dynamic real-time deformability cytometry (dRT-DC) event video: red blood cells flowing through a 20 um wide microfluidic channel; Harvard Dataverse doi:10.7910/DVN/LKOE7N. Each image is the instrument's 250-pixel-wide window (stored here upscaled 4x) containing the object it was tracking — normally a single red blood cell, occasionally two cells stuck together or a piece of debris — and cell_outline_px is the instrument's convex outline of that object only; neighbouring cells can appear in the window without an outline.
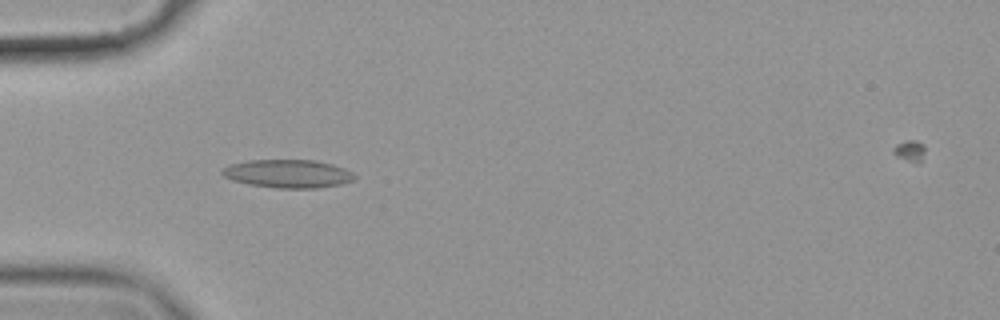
{"species": "common noctule bat (a hibernating species)", "species_latin": "Nyctalus noctula", "temperature_condition": "cold", "stored_images_in_passage": 56, "camera_frame_rate_fps": 3000, "um_per_image_px": 0.085, "animal": {"sex": "female", "body_mass_g": 19.9}, "frame": {"image": 1, "passage_image": 17, "time_ms": 5.333, "image_size_px": [1000, 320], "cell_outline_px": [[356, 176], [352, 180], [340, 184], [316, 188], [276, 188], [248, 184], [232, 180], [224, 176], [220, 172], [228, 164], [248, 160], [316, 160], [332, 164], [344, 168], [352, 172]], "centroid_in_image_um": [24.45, 14.76], "position_along_channel_um": 60.6, "area_um2": 21.79}}
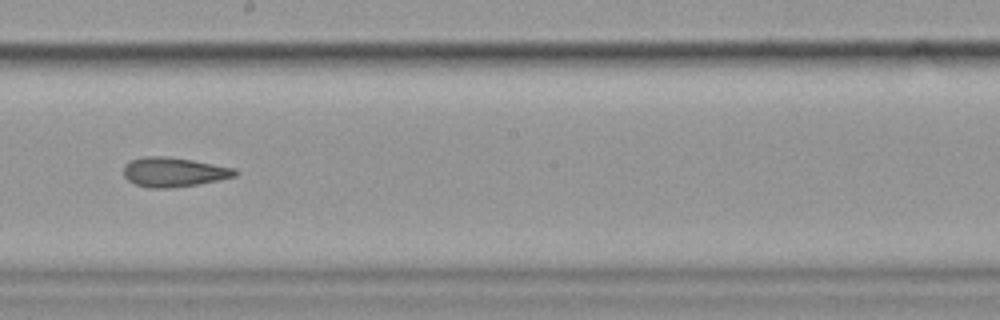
{"frame": {"image": 2, "passage_image": 32, "time_ms": 10.333, "image_size_px": [1000, 320], "cell_outline_px": [[240, 172], [236, 176], [196, 184], [168, 188], [148, 188], [136, 184], [128, 180], [124, 176], [124, 164], [132, 160], [144, 156], [168, 156], [192, 160], [236, 168]], "centroid_in_image_um": [14.77, 14.61], "position_along_channel_um": 233.4, "area_um2": 19.07}}
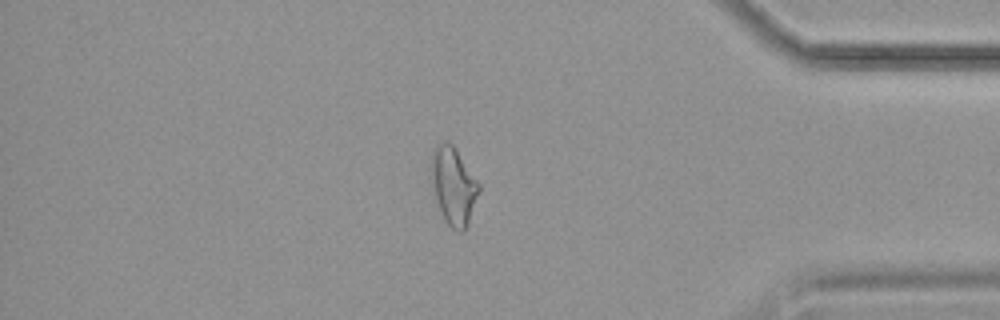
{"frame": {"image": 3, "passage_image": 48, "time_ms": 15.667, "image_size_px": [1000, 320], "cell_outline_px": [[480, 192], [468, 224], [464, 232], [456, 232], [448, 224], [436, 200], [432, 180], [432, 152], [436, 144], [444, 140], [448, 140], [452, 144], [480, 184]], "centroid_in_image_um": [38.57, 15.8], "position_along_channel_um": 396.6, "area_um2": 21.27}, "authors_computed_cell_mechanics": {"area_um2": 20.1433, "velocity_mm_per_s": 3.5452, "shape_relaxation_time_tau1_ms": null, "shape_relaxation_time_tau2_ms": 3.0357, "deformation_change_tau1": null, "deformation_change_tau2": 0.1095}}